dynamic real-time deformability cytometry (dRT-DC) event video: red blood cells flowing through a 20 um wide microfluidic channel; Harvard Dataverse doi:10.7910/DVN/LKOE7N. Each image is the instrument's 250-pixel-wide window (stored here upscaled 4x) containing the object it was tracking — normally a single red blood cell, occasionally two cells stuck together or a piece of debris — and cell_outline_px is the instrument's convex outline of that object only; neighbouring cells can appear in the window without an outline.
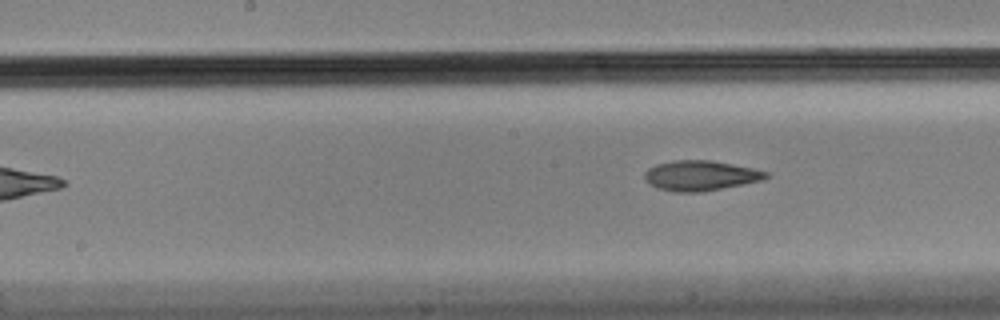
{"species": "Egyptian fruit bat (a non-hibernating species)", "species_latin": "Rousettus aegyptiacus", "temperature_condition": "cold", "stored_images_in_passage": 7, "camera_frame_rate_fps": 3000, "um_per_image_px": 0.085, "animal": {"sex": "male"}, "frame": {"image": 1, "passage_image": 7, "time_ms": 2.0, "image_size_px": [1000, 320], "cell_outline_px": [[768, 176], [760, 180], [704, 192], [672, 192], [656, 188], [644, 176], [644, 172], [648, 168], [656, 164], [672, 160], [712, 160], [752, 168], [768, 172]], "centroid_in_image_um": [59.5, 14.92], "position_along_channel_um": 188.7, "area_um2": 21.15}}